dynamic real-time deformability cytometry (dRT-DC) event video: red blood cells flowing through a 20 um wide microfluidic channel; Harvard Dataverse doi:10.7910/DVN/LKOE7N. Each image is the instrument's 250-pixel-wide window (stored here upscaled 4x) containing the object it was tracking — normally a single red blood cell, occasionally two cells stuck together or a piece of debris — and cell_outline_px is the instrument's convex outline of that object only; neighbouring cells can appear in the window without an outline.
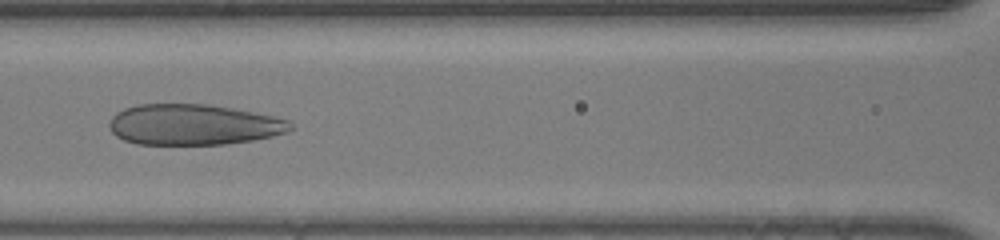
{"species": "human", "species_latin": "Homo sapiens", "temperature_condition": "room temperature", "stored_images_in_passage": 51, "camera_frame_rate_fps": 3000, "um_per_image_px": 0.085, "donor": {"sex": "male"}, "frame": {"image": 1, "passage_image": 27, "time_ms": 8.667, "image_size_px": [1000, 240], "cell_outline_px": [[292, 128], [288, 132], [272, 136], [252, 140], [228, 144], [140, 144], [124, 140], [116, 136], [112, 132], [108, 124], [112, 116], [116, 112], [124, 108], [136, 104], [208, 104], [232, 108], [272, 116], [288, 120], [292, 124]], "centroid_in_image_um": [16.42, 10.59], "position_along_channel_um": 150.2, "area_um2": 43.0}}
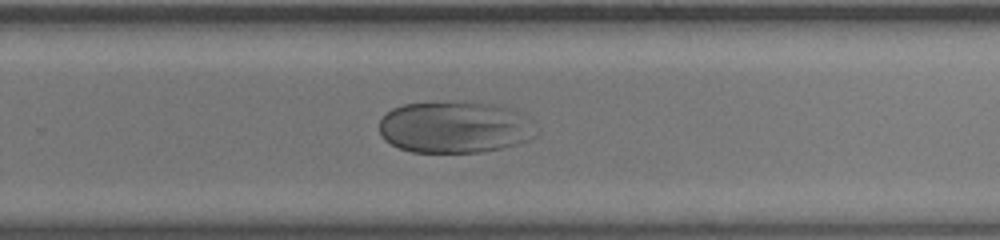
{"frame": {"image": 2, "passage_image": 37, "time_ms": 12.0, "image_size_px": [1000, 240], "cell_outline_px": [[536, 136], [528, 140], [516, 144], [500, 148], [480, 152], [412, 152], [400, 148], [384, 140], [380, 132], [380, 120], [392, 108], [404, 104], [500, 104], [512, 108], [524, 116]], "centroid_in_image_um": [38.62, 10.84], "position_along_channel_um": 291.2, "area_um2": 46.07}}
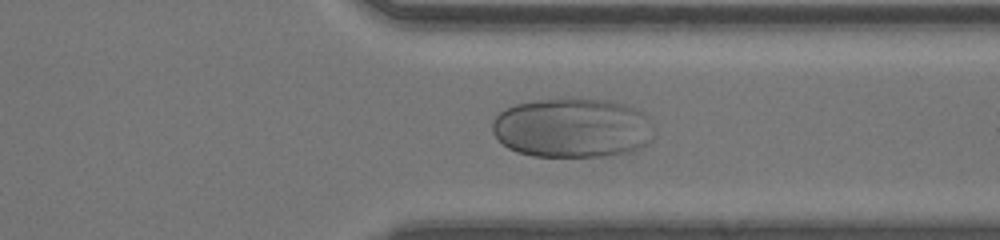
{"frame": {"image": 3, "passage_image": 42, "time_ms": 13.667, "image_size_px": [1000, 240], "cell_outline_px": [[652, 140], [636, 148], [604, 156], [532, 156], [516, 152], [508, 148], [492, 132], [492, 120], [500, 112], [516, 104], [536, 100], [572, 96], [608, 100], [624, 104], [636, 108], [644, 116], [652, 136]], "centroid_in_image_um": [48.56, 10.83], "position_along_channel_um": 362.8, "area_um2": 55.95}}